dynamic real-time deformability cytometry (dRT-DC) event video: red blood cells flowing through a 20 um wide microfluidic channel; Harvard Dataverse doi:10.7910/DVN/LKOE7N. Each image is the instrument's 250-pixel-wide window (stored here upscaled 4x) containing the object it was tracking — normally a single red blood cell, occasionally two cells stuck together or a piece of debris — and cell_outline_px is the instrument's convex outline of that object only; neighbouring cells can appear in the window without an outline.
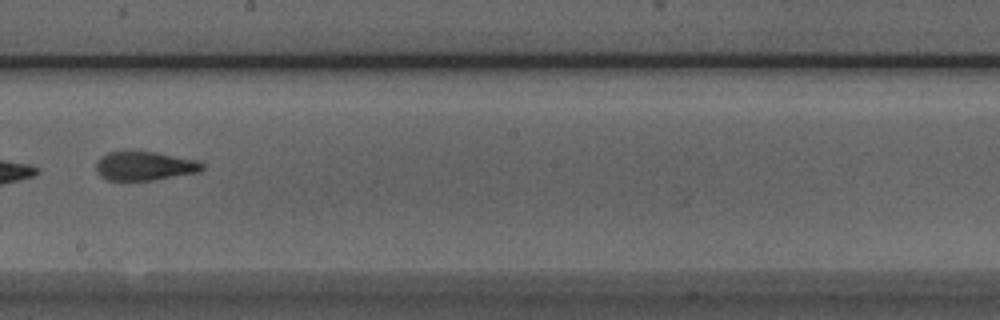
{"species": "Egyptian fruit bat (a non-hibernating species)", "species_latin": "Rousettus aegyptiacus", "temperature_condition": "room temperature", "stored_images_in_passage": 9, "camera_frame_rate_fps": 3000, "um_per_image_px": 0.085, "animal": {"sex": "male"}, "frame": {"image": 1, "passage_image": 8, "time_ms": 2.333, "image_size_px": [1000, 320], "cell_outline_px": [[204, 168], [200, 172], [156, 180], [108, 180], [100, 176], [96, 172], [96, 160], [100, 156], [108, 152], [156, 152], [200, 160], [204, 164]], "centroid_in_image_um": [12.32, 14.11], "position_along_channel_um": 235.9, "area_um2": 18.15}}
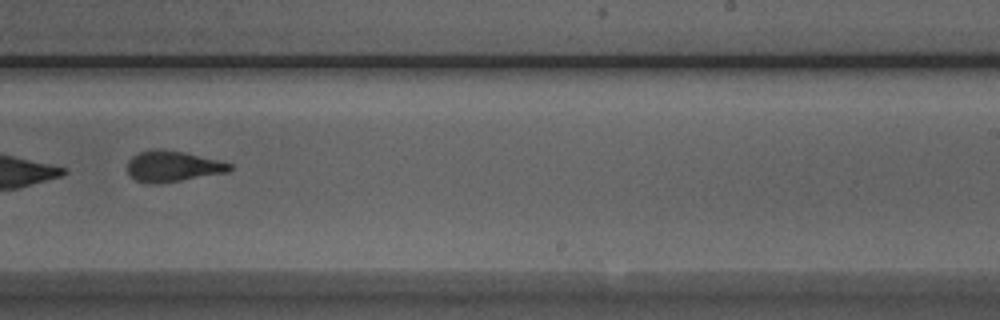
{"frame": {"image": 2, "passage_image": 9, "time_ms": 2.667, "image_size_px": [1000, 320], "cell_outline_px": [[232, 168], [228, 172], [156, 184], [152, 184], [136, 180], [128, 172], [128, 160], [132, 156], [140, 152], [152, 148], [156, 148], [184, 152], [220, 160], [232, 164]], "centroid_in_image_um": [14.68, 14.12], "position_along_channel_um": 274.3, "area_um2": 18.32}}